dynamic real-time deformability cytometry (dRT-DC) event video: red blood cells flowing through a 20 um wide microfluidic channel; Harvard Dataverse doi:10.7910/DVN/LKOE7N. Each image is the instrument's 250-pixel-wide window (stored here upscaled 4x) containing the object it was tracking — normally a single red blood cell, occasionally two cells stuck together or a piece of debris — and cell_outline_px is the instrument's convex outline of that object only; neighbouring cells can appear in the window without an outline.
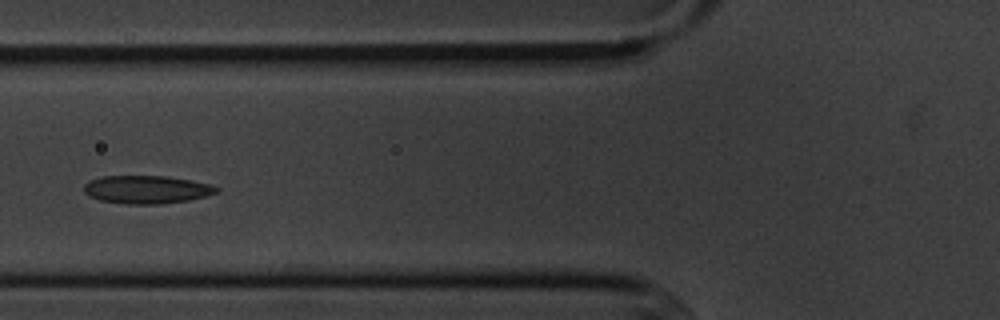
{"species": "common noctule bat (a hibernating species)", "species_latin": "Nyctalus noctula", "temperature_condition": "cold", "stored_images_in_passage": 5, "camera_frame_rate_fps": 3000, "um_per_image_px": 0.085, "animal": {"sex": "male", "body_mass_g": 20.1, "forearm_length_mm": 53.5}, "frame": {"image": 1, "passage_image": 4, "time_ms": 3.667, "image_size_px": [1000, 320], "cell_outline_px": [[220, 192], [188, 200], [160, 204], [124, 204], [100, 200], [88, 196], [84, 192], [84, 184], [88, 180], [100, 176], [168, 176], [212, 184], [220, 188]], "centroid_in_image_um": [12.45, 16.1], "position_along_channel_um": 113.3, "area_um2": 21.91}}
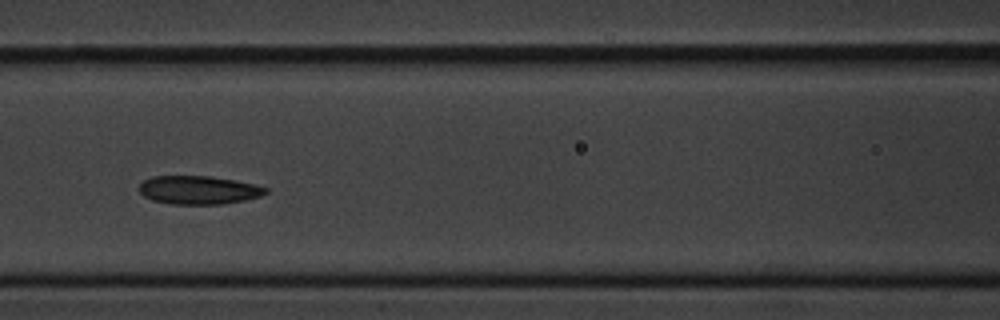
{"frame": {"image": 2, "passage_image": 5, "time_ms": 4.667, "image_size_px": [1000, 320], "cell_outline_px": [[268, 192], [260, 196], [244, 200], [224, 204], [168, 204], [152, 200], [144, 196], [140, 192], [140, 184], [144, 180], [152, 176], [212, 176], [236, 180], [256, 184], [268, 188]], "centroid_in_image_um": [16.9, 16.15], "position_along_channel_um": 149.7, "area_um2": 21.1}}